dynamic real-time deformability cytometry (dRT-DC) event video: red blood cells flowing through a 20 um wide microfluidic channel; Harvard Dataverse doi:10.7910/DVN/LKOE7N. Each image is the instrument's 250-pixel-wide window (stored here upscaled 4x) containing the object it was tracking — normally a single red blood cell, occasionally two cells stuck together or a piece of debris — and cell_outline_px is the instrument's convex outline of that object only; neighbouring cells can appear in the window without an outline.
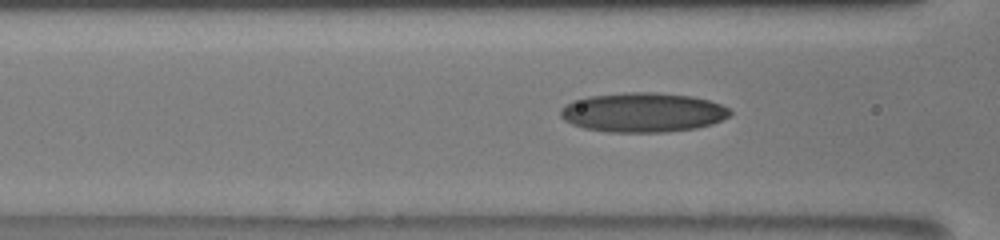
{"species": "human", "species_latin": "Homo sapiens", "temperature_condition": "room temperature", "stored_images_in_passage": 6, "segment_of_instrument_passage": [1, 2], "camera_frame_rate_fps": 3000, "um_per_image_px": 0.085, "donor": {"sex": "male"}, "frame": {"image": 1, "passage_image": 4, "time_ms": 1.667, "image_size_px": [1000, 240], "cell_outline_px": [[732, 112], [728, 116], [712, 124], [696, 128], [668, 132], [604, 132], [584, 128], [572, 124], [564, 120], [560, 116], [560, 108], [564, 104], [572, 100], [588, 96], [628, 92], [656, 92], [692, 96], [708, 100], [720, 104], [728, 108]], "centroid_in_image_um": [54.6, 9.55], "position_along_channel_um": 112.0, "area_um2": 39.25}}